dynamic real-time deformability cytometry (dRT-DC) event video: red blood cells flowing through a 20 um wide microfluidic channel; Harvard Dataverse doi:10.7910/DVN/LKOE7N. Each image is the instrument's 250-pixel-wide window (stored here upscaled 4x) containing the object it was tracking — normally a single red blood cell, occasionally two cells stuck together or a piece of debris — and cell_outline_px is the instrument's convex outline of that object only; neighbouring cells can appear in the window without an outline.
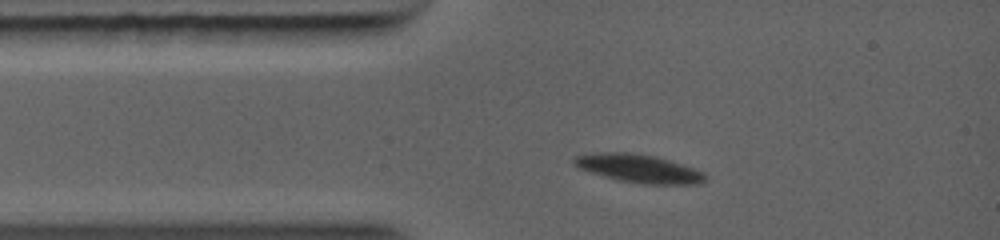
{"species": "common noctule bat (a hibernating species)", "species_latin": "Nyctalus noctula", "temperature_condition": "warm", "stored_images_in_passage": 3, "camera_frame_rate_fps": 5000, "um_per_image_px": 0.085, "animal": {"sex": "female", "body_mass_g": 19.0, "forearm_length_mm": 56.7}, "frame": {"image": 1, "passage_image": 2, "time_ms": 0.8, "image_size_px": [1000, 240], "cell_outline_px": [[700, 180], [628, 180], [608, 176], [584, 168], [576, 164], [576, 160], [580, 156], [644, 156], [660, 160], [696, 172], [700, 176]], "centroid_in_image_um": [54.07, 14.3], "position_along_channel_um": 30.9, "area_um2": 15.61}}